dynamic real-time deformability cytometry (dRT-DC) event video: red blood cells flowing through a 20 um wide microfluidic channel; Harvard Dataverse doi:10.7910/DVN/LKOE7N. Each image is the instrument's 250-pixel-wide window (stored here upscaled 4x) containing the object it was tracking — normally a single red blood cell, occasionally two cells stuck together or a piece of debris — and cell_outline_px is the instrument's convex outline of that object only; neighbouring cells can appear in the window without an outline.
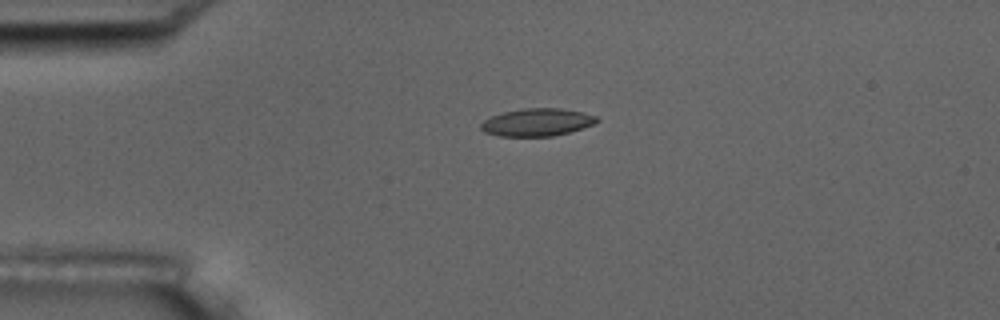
{"species": "common noctule bat (a hibernating species)", "species_latin": "Nyctalus noctula", "temperature_condition": "room temperature", "stored_images_in_passage": 6, "camera_frame_rate_fps": 3000, "um_per_image_px": 0.085, "animal": {"sex": "male", "body_mass_g": 17.5, "forearm_length_mm": 52.3}, "frame": {"image": 1, "passage_image": 4, "time_ms": 3.333, "image_size_px": [1000, 320], "cell_outline_px": [[600, 120], [592, 124], [568, 132], [552, 136], [500, 136], [484, 132], [480, 128], [480, 124], [484, 120], [492, 116], [504, 112], [520, 108], [560, 108], [584, 112], [596, 116]], "centroid_in_image_um": [45.63, 10.38], "position_along_channel_um": 39.4, "area_um2": 18.55}}